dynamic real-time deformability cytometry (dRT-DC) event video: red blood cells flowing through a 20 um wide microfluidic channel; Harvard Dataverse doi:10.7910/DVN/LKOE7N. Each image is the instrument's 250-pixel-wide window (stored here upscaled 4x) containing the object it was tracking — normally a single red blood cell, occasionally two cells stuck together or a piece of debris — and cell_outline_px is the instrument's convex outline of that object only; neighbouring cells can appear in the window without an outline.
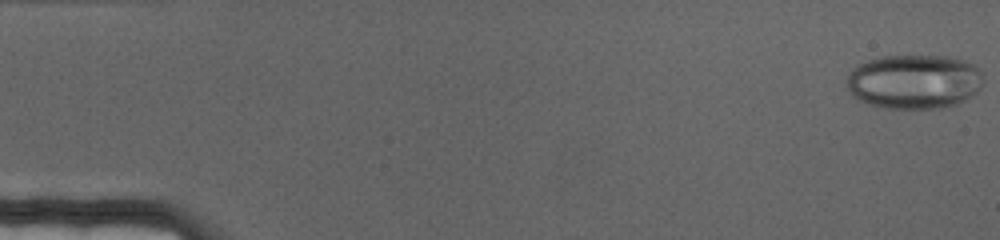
{"species": "human", "species_latin": "Homo sapiens", "temperature_condition": "cold", "stored_images_in_passage": 70, "camera_frame_rate_fps": 3000, "um_per_image_px": 0.085, "donor": {"sex": "female"}, "frame": {"image": 1, "passage_image": 1, "time_ms": 0.0, "image_size_px": [1000, 240], "cell_outline_px": [[984, 80], [980, 88], [972, 96], [956, 104], [944, 108], [884, 108], [868, 104], [856, 100], [852, 96], [844, 84], [852, 68], [868, 60], [884, 56], [948, 56], [964, 60], [972, 64], [984, 76]], "centroid_in_image_um": [77.68, 6.95], "position_along_channel_um": 7.3, "area_um2": 43.7}}
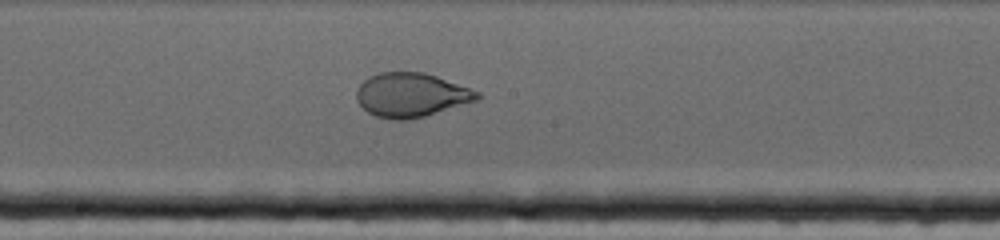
{"frame": {"image": 2, "passage_image": 38, "time_ms": 12.333, "image_size_px": [1000, 240], "cell_outline_px": [[480, 96], [476, 100], [424, 116], [408, 120], [392, 120], [376, 116], [368, 112], [356, 100], [356, 88], [364, 80], [380, 72], [424, 72], [436, 76], [480, 92]], "centroid_in_image_um": [34.9, 8.07], "position_along_channel_um": 213.3, "area_um2": 30.69}}
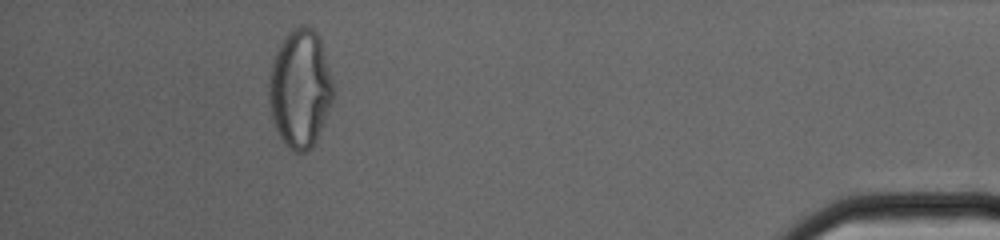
{"frame": {"image": 3, "passage_image": 64, "time_ms": 21.0, "image_size_px": [1000, 240], "cell_outline_px": [[332, 100], [316, 140], [312, 148], [304, 152], [296, 152], [288, 148], [284, 144], [276, 128], [272, 116], [268, 96], [268, 72], [276, 52], [284, 36], [292, 28], [300, 24], [304, 24], [312, 28], [320, 36], [332, 84]], "centroid_in_image_um": [25.47, 7.5], "position_along_channel_um": 409.7, "area_um2": 44.1}}